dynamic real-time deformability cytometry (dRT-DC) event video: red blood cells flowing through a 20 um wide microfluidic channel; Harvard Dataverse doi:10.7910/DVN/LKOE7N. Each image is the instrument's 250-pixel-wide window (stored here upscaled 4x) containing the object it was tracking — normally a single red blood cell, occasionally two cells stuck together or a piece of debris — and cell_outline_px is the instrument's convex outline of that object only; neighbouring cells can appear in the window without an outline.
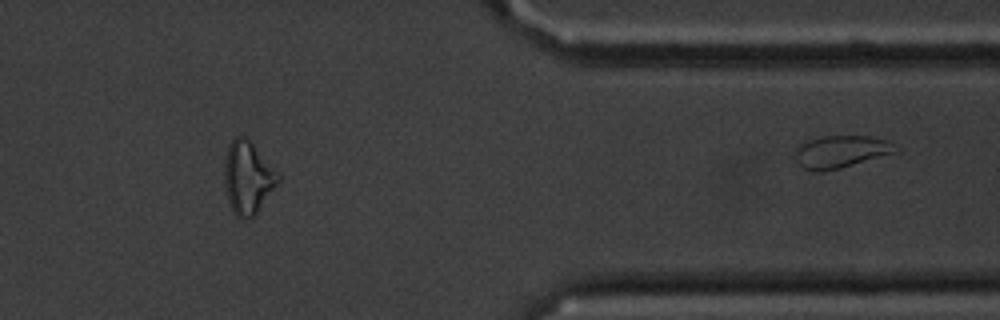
{"species": "common noctule bat (a hibernating species)", "species_latin": "Nyctalus noctula", "temperature_condition": "cold", "stored_images_in_passage": 32, "segment_of_instrument_passage": [2, 2], "camera_frame_rate_fps": 3000, "um_per_image_px": 0.085, "animal": {"sex": "male", "body_mass_g": 20.1, "forearm_length_mm": 53.5}, "frame": {"image": 1, "passage_image": 32, "time_ms": 10.333, "image_size_px": [1000, 320], "cell_outline_px": [[900, 152], [840, 168], [820, 172], [812, 172], [804, 168], [796, 160], [796, 148], [804, 140], [824, 136], [868, 136], [884, 140], [896, 144], [900, 148]], "centroid_in_image_um": [71.51, 12.89], "position_along_channel_um": 339.9, "area_um2": 19.19}}